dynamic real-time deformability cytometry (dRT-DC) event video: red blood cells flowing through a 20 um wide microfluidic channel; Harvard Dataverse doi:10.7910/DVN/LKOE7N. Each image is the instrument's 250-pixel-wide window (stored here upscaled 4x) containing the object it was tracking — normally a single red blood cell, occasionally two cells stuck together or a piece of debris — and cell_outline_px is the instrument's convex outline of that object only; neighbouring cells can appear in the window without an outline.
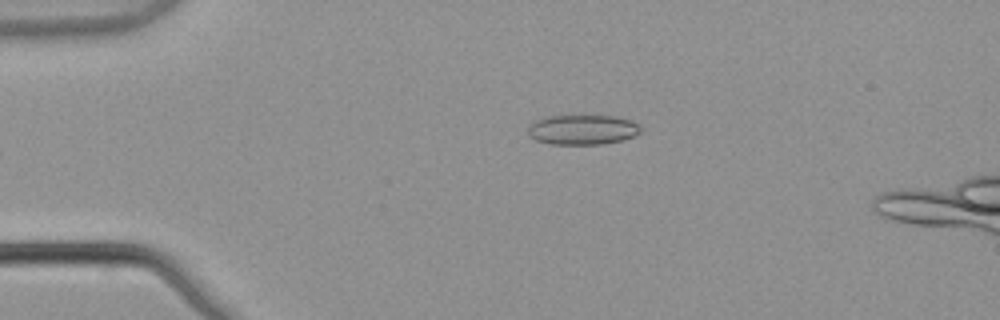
{"species": "common noctule bat (a hibernating species)", "species_latin": "Nyctalus noctula", "temperature_condition": "warm", "stored_images_in_passage": 2, "camera_frame_rate_fps": 3000, "um_per_image_px": 0.085, "animal": {"sex": "male", "body_mass_g": 21.5, "forearm_length_mm": 52.0}, "frame": {"image": 1, "passage_image": 2, "time_ms": 0.333, "image_size_px": [1000, 320], "cell_outline_px": [[640, 132], [632, 136], [620, 140], [600, 144], [552, 144], [536, 140], [528, 136], [528, 124], [536, 120], [548, 116], [616, 116], [640, 124]], "centroid_in_image_um": [49.46, 11.02], "position_along_channel_um": 35.5, "area_um2": 19.48}}